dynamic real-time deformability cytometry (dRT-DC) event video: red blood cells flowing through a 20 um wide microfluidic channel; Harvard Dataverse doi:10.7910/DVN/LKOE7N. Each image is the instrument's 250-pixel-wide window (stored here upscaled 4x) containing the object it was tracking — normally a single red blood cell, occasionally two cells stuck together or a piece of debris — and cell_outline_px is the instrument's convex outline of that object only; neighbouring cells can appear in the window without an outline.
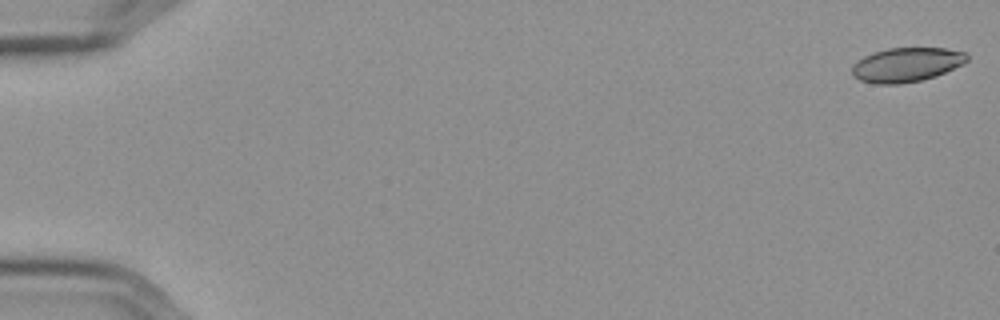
{"species": "Egyptian fruit bat (a non-hibernating species)", "species_latin": "Rousettus aegyptiacus", "temperature_condition": "cold", "stored_images_in_passage": 57, "camera_frame_rate_fps": 3000, "um_per_image_px": 0.085, "frame": {"image": 1, "passage_image": 1, "time_ms": 0.0, "image_size_px": [1000, 320], "cell_outline_px": [[968, 60], [964, 64], [936, 76], [920, 80], [900, 84], [876, 84], [860, 80], [852, 76], [852, 64], [864, 56], [872, 52], [888, 48], [944, 48], [968, 52]], "centroid_in_image_um": [77.06, 5.49], "position_along_channel_um": 7.9, "area_um2": 23.18}}
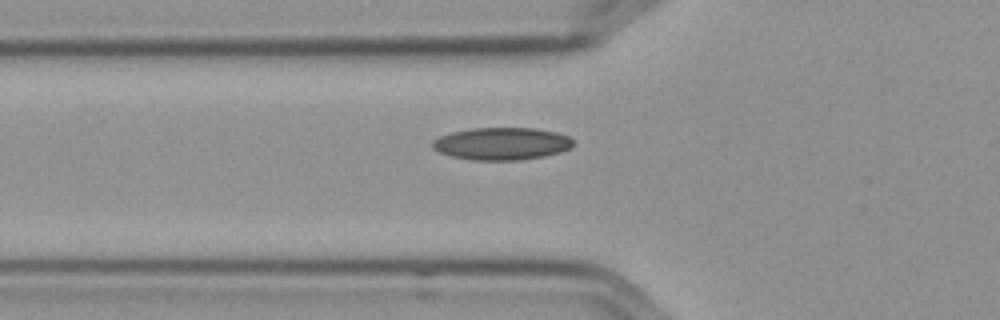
{"frame": {"image": 2, "passage_image": 21, "time_ms": 6.667, "image_size_px": [1000, 320], "cell_outline_px": [[576, 144], [572, 148], [560, 152], [544, 156], [520, 160], [472, 160], [452, 156], [440, 152], [432, 148], [432, 140], [440, 136], [452, 132], [472, 128], [536, 128], [556, 132], [568, 136], [576, 140]], "centroid_in_image_um": [42.7, 12.21], "position_along_channel_um": 83.1, "area_um2": 26.82}}
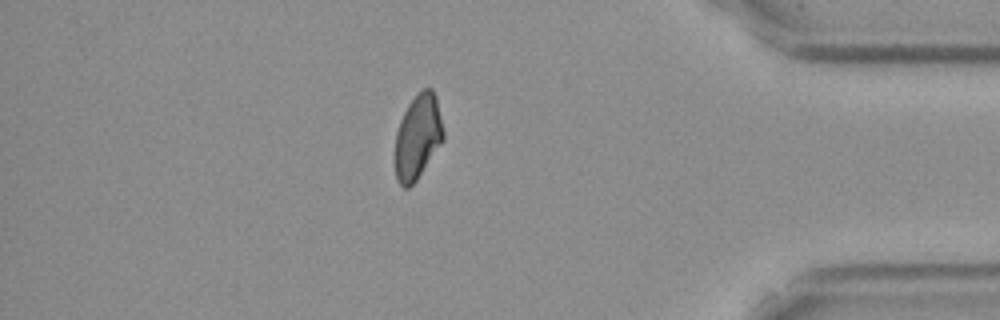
{"frame": {"image": 3, "passage_image": 50, "time_ms": 16.333, "image_size_px": [1000, 320], "cell_outline_px": [[444, 140], [416, 180], [408, 188], [404, 188], [396, 180], [396, 132], [400, 120], [408, 104], [416, 92], [424, 88], [432, 88], [436, 96], [444, 132]], "centroid_in_image_um": [35.52, 11.6], "position_along_channel_um": 399.7, "area_um2": 23.76}, "authors_computed_cell_mechanics": {"area_um2": 24.3338, "velocity_mm_per_s": 3.5799, "shape_relaxation_time_tau1_ms": null, "shape_relaxation_time_tau2_ms": 6.2309, "deformation_change_tau1": null, "deformation_change_tau2": 0.1152}}